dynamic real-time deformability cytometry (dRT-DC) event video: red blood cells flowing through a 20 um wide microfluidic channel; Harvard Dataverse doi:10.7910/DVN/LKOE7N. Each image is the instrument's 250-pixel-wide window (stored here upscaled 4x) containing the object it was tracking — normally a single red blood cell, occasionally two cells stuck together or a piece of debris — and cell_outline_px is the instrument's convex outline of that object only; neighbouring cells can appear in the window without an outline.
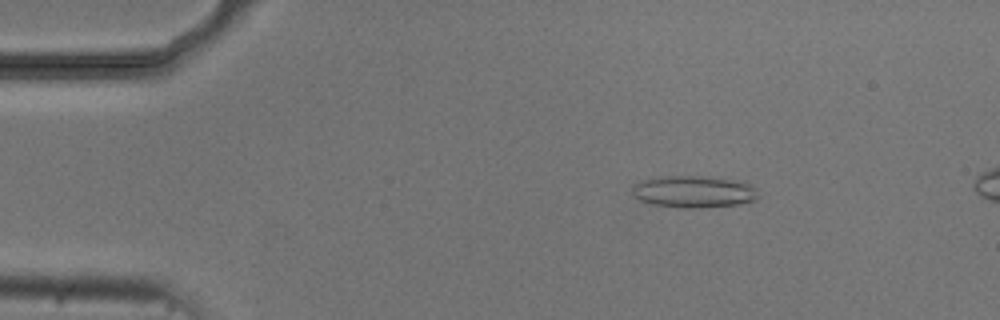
{"species": "common noctule bat (a hibernating species)", "species_latin": "Nyctalus noctula", "temperature_condition": "cold", "stored_images_in_passage": 6, "camera_frame_rate_fps": 3000, "um_per_image_px": 0.085, "animal": {"sex": "male", "body_mass_g": 20.5, "forearm_length_mm": 52.5}, "frame": {"image": 1, "passage_image": 3, "time_ms": 2.0, "image_size_px": [1000, 320], "cell_outline_px": [[756, 200], [736, 204], [700, 208], [680, 208], [652, 204], [640, 200], [632, 196], [632, 188], [636, 184], [644, 180], [656, 176], [704, 176], [744, 180], [756, 188]], "centroid_in_image_um": [58.97, 16.28], "position_along_channel_um": 26.0, "area_um2": 23.7}}